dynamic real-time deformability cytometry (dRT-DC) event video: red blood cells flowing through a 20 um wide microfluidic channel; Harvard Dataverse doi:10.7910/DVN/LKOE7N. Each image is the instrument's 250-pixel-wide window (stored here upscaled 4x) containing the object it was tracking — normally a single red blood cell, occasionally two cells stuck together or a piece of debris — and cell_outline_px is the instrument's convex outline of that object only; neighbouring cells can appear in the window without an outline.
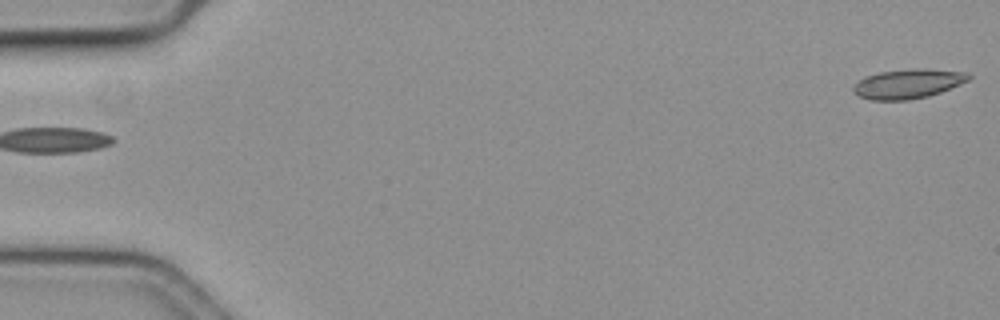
{"species": "common noctule bat (a hibernating species)", "species_latin": "Nyctalus noctula", "temperature_condition": "cold", "stored_images_in_passage": 12, "camera_frame_rate_fps": 3000, "um_per_image_px": 0.085, "animal": {"sex": "female", "body_mass_g": 19.3, "forearm_length_mm": 54.1}, "frame": {"image": 1, "passage_image": 1, "time_ms": 0.0, "image_size_px": [1000, 320], "cell_outline_px": [[972, 76], [968, 80], [960, 84], [940, 92], [928, 96], [908, 100], [872, 100], [860, 96], [852, 88], [860, 80], [868, 76], [880, 72], [916, 68], [924, 68], [968, 72]], "centroid_in_image_um": [77.24, 7.11], "position_along_channel_um": 7.8, "area_um2": 19.54}}